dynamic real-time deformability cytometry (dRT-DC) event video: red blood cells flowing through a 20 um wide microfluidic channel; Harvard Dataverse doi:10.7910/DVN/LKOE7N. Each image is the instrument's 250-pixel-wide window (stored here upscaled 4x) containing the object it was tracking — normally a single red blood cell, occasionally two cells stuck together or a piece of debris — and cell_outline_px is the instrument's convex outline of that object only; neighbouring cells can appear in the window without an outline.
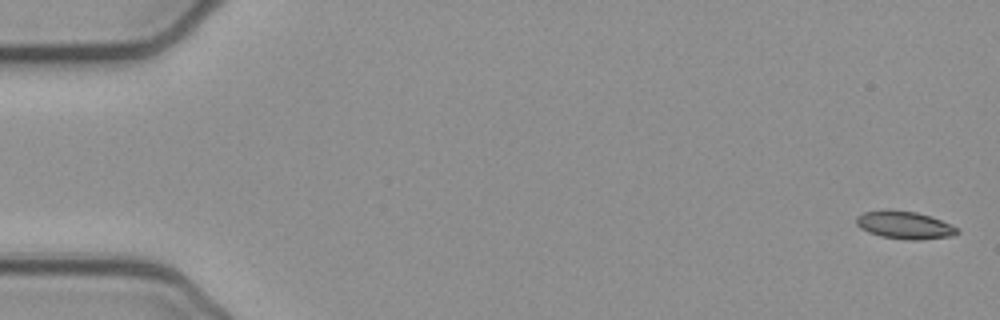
{"species": "common noctule bat (a hibernating species)", "species_latin": "Nyctalus noctula", "temperature_condition": "cold", "stored_images_in_passage": 52, "camera_frame_rate_fps": 3000, "um_per_image_px": 0.085, "animal": {"sex": "female", "body_mass_g": 21.9}, "frame": {"image": 1, "passage_image": 1, "time_ms": 0.0, "image_size_px": [1000, 320], "cell_outline_px": [[960, 232], [952, 236], [920, 240], [908, 240], [880, 236], [868, 232], [860, 228], [856, 224], [856, 216], [864, 212], [916, 212], [932, 216], [956, 228]], "centroid_in_image_um": [76.9, 19.17], "position_along_channel_um": 8.1, "area_um2": 15.72}}
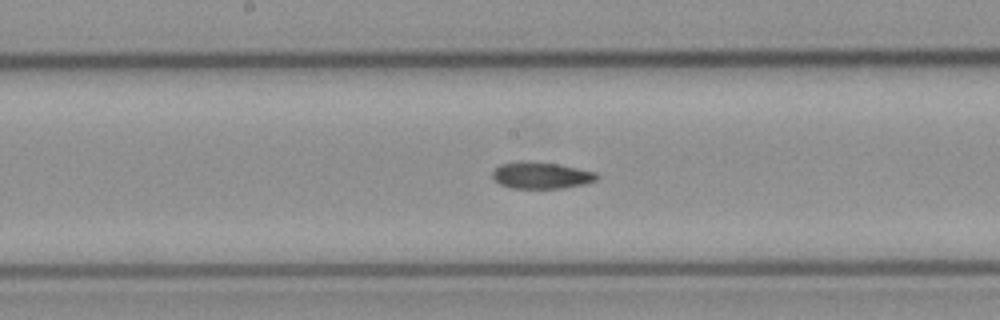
{"frame": {"image": 2, "passage_image": 27, "time_ms": 8.667, "image_size_px": [1000, 320], "cell_outline_px": [[600, 176], [596, 180], [584, 184], [560, 188], [512, 188], [500, 184], [492, 176], [492, 172], [500, 164], [516, 160], [528, 160], [556, 164], [596, 172]], "centroid_in_image_um": [45.97, 14.89], "position_along_channel_um": 202.2, "area_um2": 16.24}}
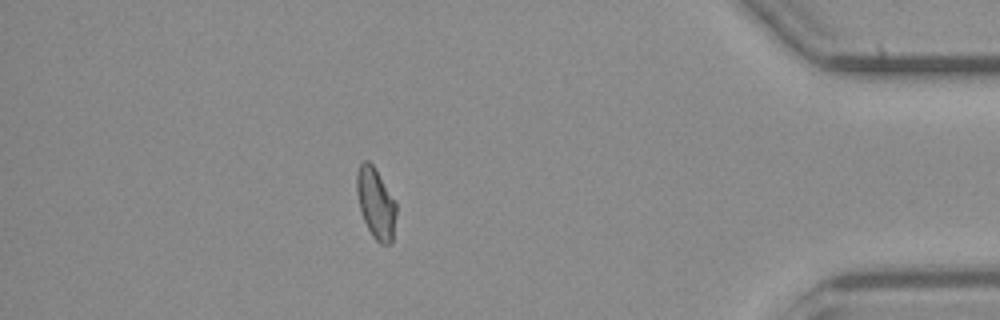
{"frame": {"image": 3, "passage_image": 46, "time_ms": 15.0, "image_size_px": [1000, 320], "cell_outline_px": [[396, 212], [392, 244], [380, 244], [372, 236], [364, 220], [360, 208], [356, 192], [356, 172], [360, 164], [364, 160], [368, 160], [372, 164], [396, 204]], "centroid_in_image_um": [31.92, 17.3], "position_along_channel_um": 403.3, "area_um2": 16.01}, "authors_computed_cell_mechanics": {"area_um2": 16.2996, "velocity_mm_per_s": 3.8926, "shape_relaxation_time_tau1_ms": null, "shape_relaxation_time_tau2_ms": 1.9939, "deformation_change_tau1": null, "deformation_change_tau2": 0.0607}}